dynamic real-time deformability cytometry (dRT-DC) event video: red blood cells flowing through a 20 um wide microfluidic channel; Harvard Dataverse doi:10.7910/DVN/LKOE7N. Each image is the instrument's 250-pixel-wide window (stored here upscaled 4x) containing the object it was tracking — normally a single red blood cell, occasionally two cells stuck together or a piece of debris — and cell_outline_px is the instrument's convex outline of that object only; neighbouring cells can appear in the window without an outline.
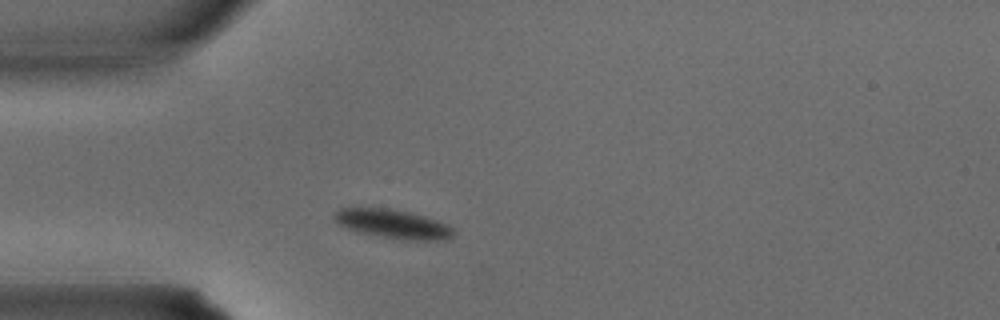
{"species": "common noctule bat (a hibernating species)", "species_latin": "Nyctalus noctula", "temperature_condition": "warm", "stored_images_in_passage": 5, "camera_frame_rate_fps": 3000, "um_per_image_px": 0.085, "animal": {"sex": "male", "body_mass_g": 15.6}, "frame": {"image": 1, "passage_image": 1, "time_ms": 0.0, "image_size_px": [1000, 320], "cell_outline_px": [[456, 232], [452, 236], [436, 240], [404, 240], [380, 236], [348, 228], [340, 224], [332, 216], [340, 208], [388, 208], [412, 212], [448, 224]], "centroid_in_image_um": [33.44, 19.02], "position_along_channel_um": 51.6, "area_um2": 19.77}}
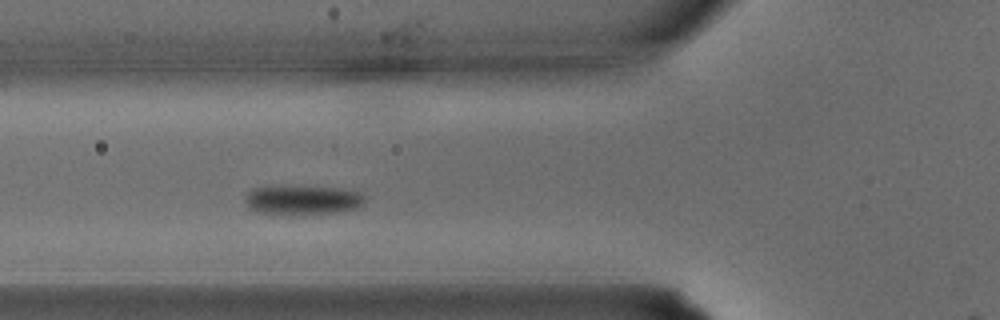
{"frame": {"image": 2, "passage_image": 4, "time_ms": 1.0, "image_size_px": [1000, 320], "cell_outline_px": [[364, 200], [356, 208], [336, 212], [256, 212], [244, 200], [248, 192], [252, 188], [332, 188], [356, 192], [364, 196]], "centroid_in_image_um": [25.71, 16.99], "position_along_channel_um": 100.1, "area_um2": 18.55}}